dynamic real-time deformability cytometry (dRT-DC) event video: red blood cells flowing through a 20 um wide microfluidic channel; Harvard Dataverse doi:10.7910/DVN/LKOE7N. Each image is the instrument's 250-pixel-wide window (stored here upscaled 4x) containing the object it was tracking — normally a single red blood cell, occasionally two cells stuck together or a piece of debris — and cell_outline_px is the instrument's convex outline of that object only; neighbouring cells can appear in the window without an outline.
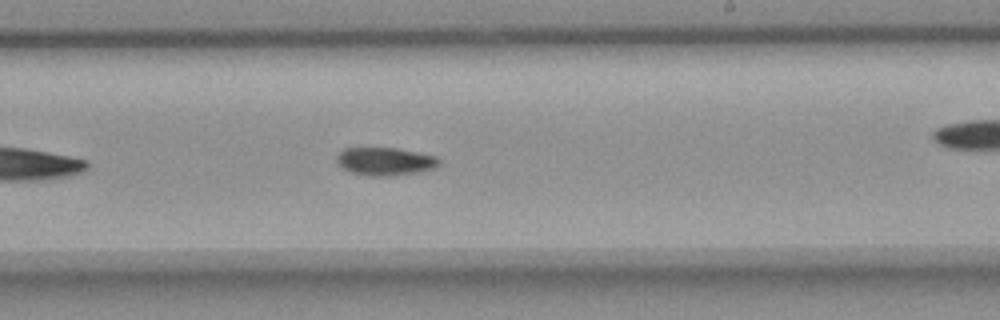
{"species": "common noctule bat (a hibernating species)", "species_latin": "Nyctalus noctula", "temperature_condition": "room temperature", "stored_images_in_passage": 42, "camera_frame_rate_fps": 3000, "um_per_image_px": 0.085, "animal": {"sex": "female", "body_mass_g": 18.4}, "frame": {"image": 1, "passage_image": 19, "time_ms": 6.0, "image_size_px": [1000, 320], "cell_outline_px": [[440, 164], [436, 168], [420, 172], [392, 176], [368, 176], [352, 172], [344, 168], [336, 160], [336, 156], [344, 148], [396, 148], [436, 156], [440, 160]], "centroid_in_image_um": [32.77, 13.72], "position_along_channel_um": 256.2, "area_um2": 16.7}}